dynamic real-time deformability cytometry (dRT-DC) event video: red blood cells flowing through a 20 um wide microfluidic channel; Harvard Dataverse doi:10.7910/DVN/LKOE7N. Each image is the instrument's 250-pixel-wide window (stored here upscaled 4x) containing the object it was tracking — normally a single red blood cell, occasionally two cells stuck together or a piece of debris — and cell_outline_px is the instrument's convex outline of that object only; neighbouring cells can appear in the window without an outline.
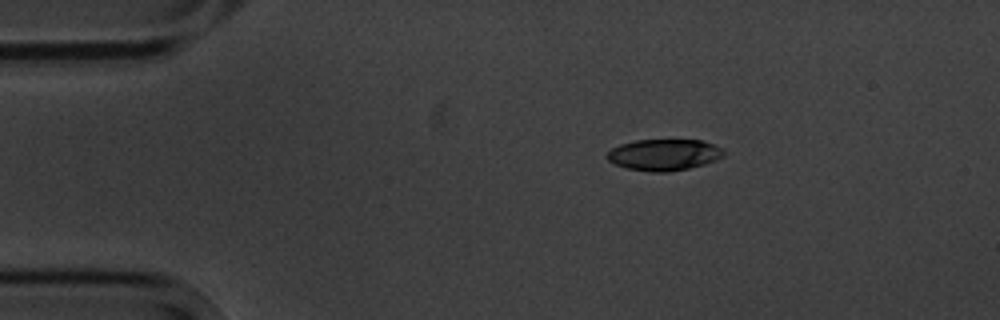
{"species": "common noctule bat (a hibernating species)", "species_latin": "Nyctalus noctula", "temperature_condition": "cold", "stored_images_in_passage": 2, "camera_frame_rate_fps": 3000, "um_per_image_px": 0.085, "animal": {"sex": "male", "body_mass_g": 20.1, "forearm_length_mm": 53.5}, "frame": {"image": 1, "passage_image": 1, "time_ms": 0.0, "image_size_px": [1000, 320], "cell_outline_px": [[724, 156], [716, 160], [704, 164], [688, 168], [668, 172], [652, 172], [628, 168], [616, 164], [608, 160], [604, 156], [612, 148], [620, 144], [636, 140], [700, 140], [724, 148]], "centroid_in_image_um": [56.44, 13.15], "position_along_channel_um": 28.6, "area_um2": 21.27}}